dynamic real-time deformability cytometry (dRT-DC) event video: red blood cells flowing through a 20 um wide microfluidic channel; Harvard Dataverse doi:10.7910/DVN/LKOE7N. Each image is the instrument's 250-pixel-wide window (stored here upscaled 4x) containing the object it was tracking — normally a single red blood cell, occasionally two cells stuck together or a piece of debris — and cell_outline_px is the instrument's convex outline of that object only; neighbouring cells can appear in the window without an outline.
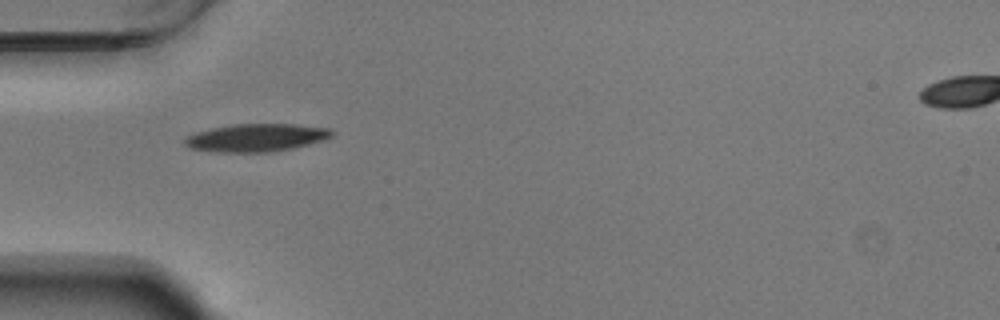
{"species": "Egyptian fruit bat (a non-hibernating species)", "species_latin": "Rousettus aegyptiacus", "temperature_condition": "warm", "stored_images_in_passage": 23, "camera_frame_rate_fps": 3000, "um_per_image_px": 0.085, "animal": {"sex": "male"}, "frame": {"image": 1, "passage_image": 1, "time_ms": 0.0, "image_size_px": [1000, 320], "cell_outline_px": [[336, 132], [332, 136], [324, 140], [296, 148], [272, 152], [208, 152], [188, 148], [184, 144], [184, 140], [188, 136], [196, 132], [212, 128], [232, 124], [296, 124], [328, 128]], "centroid_in_image_um": [21.79, 11.71], "position_along_channel_um": 63.2, "area_um2": 24.22}}
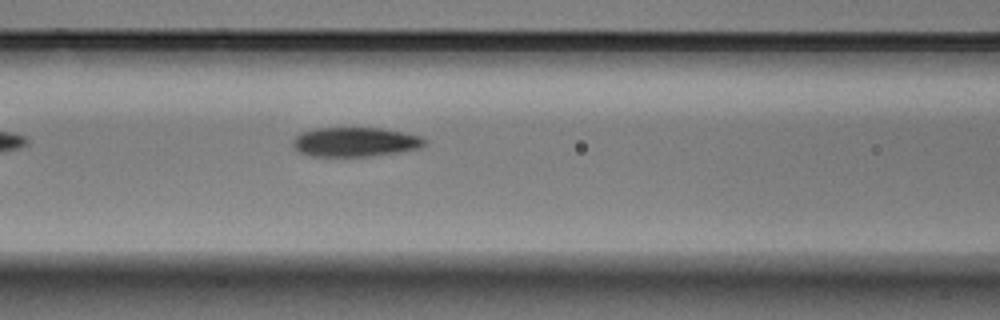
{"frame": {"image": 2, "passage_image": 7, "time_ms": 2.0, "image_size_px": [1000, 320], "cell_outline_px": [[424, 144], [420, 148], [400, 152], [372, 156], [312, 156], [300, 152], [292, 144], [292, 140], [300, 132], [316, 128], [380, 128], [420, 136], [424, 140]], "centroid_in_image_um": [30.15, 12.07], "position_along_channel_um": 136.4, "area_um2": 22.37}}
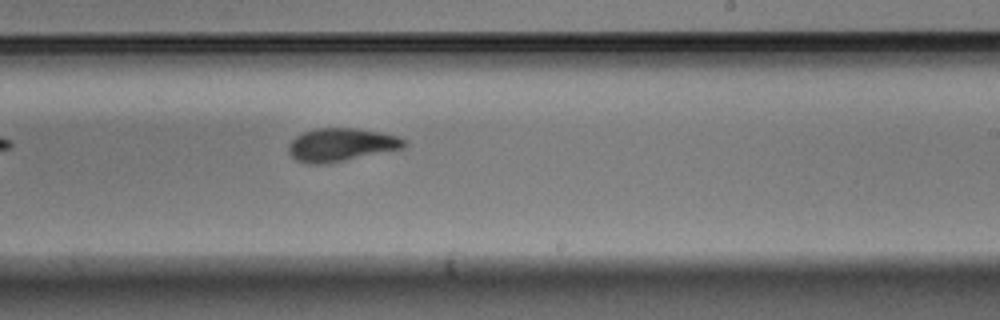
{"frame": {"image": 3, "passage_image": 17, "time_ms": 5.333, "image_size_px": [1000, 320], "cell_outline_px": [[408, 144], [404, 148], [324, 164], [308, 164], [296, 160], [288, 152], [288, 144], [296, 136], [304, 132], [316, 128], [356, 128], [380, 132], [396, 136], [408, 140]], "centroid_in_image_um": [29.0, 12.3], "position_along_channel_um": 260.0, "area_um2": 22.31}}